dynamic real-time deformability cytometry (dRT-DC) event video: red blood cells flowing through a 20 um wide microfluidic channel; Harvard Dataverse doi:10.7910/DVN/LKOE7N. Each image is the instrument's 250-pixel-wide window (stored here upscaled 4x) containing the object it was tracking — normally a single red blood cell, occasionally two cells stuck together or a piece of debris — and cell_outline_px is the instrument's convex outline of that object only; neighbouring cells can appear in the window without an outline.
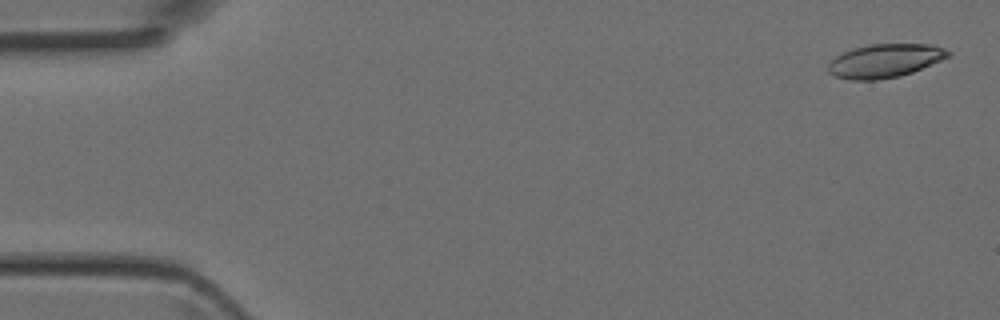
{"species": "Egyptian fruit bat (a non-hibernating species)", "species_latin": "Rousettus aegyptiacus", "temperature_condition": "room temperature", "stored_images_in_passage": 5, "camera_frame_rate_fps": 3000, "um_per_image_px": 0.085, "animal": {"sex": "female"}, "frame": {"image": 1, "passage_image": 1, "time_ms": 0.0, "image_size_px": [1000, 320], "cell_outline_px": [[952, 56], [912, 72], [900, 76], [876, 80], [852, 80], [832, 76], [828, 72], [828, 64], [836, 56], [852, 48], [868, 44], [928, 44], [944, 48], [952, 52]], "centroid_in_image_um": [75.22, 5.16], "position_along_channel_um": 9.8, "area_um2": 23.64}}
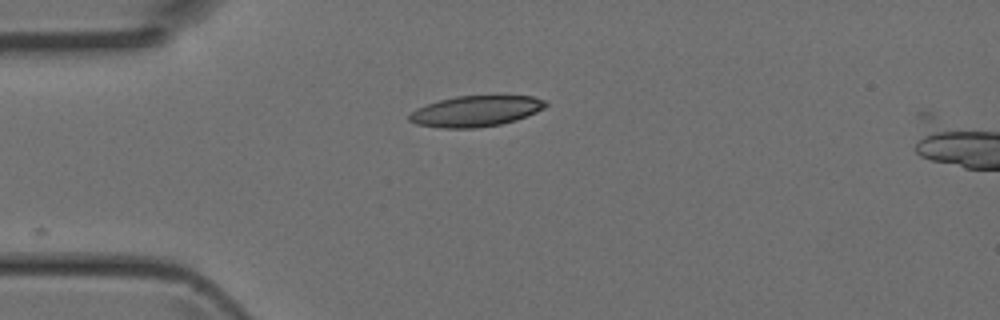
{"frame": {"image": 2, "passage_image": 4, "time_ms": 1.0, "image_size_px": [1000, 320], "cell_outline_px": [[548, 104], [544, 108], [536, 112], [516, 120], [500, 124], [476, 128], [440, 128], [416, 124], [408, 120], [408, 116], [416, 108], [440, 100], [456, 96], [532, 96], [544, 100]], "centroid_in_image_um": [40.42, 9.45], "position_along_channel_um": 44.6, "area_um2": 24.33}}